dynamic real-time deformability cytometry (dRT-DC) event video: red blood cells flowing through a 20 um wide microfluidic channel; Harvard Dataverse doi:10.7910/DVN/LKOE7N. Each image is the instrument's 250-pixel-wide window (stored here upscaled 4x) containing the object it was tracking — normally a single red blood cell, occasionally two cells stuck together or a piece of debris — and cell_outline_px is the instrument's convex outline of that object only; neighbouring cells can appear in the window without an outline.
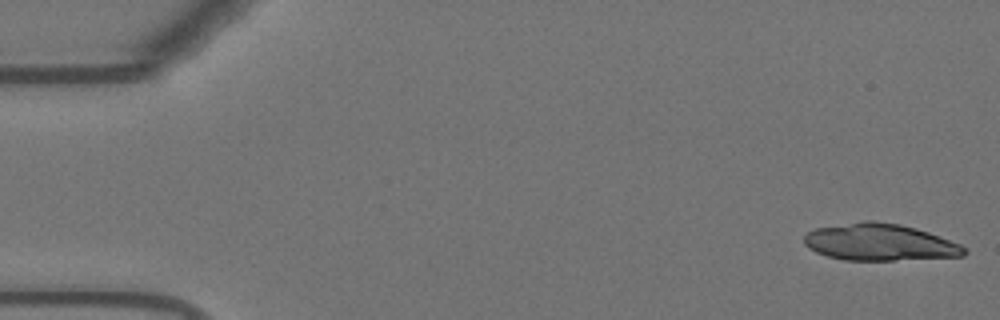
{"species": "Egyptian fruit bat (a non-hibernating species)", "species_latin": "Rousettus aegyptiacus", "temperature_condition": "warm", "stored_images_in_passage": 20, "camera_frame_rate_fps": 3000, "um_per_image_px": 0.085, "animal": {"sex": "female"}, "frame": {"image": 1, "passage_image": 1, "time_ms": 0.0, "image_size_px": [1000, 320], "cell_outline_px": [[968, 252], [964, 256], [896, 260], [844, 260], [828, 256], [816, 252], [808, 248], [804, 244], [804, 236], [808, 232], [816, 228], [864, 220], [872, 220], [900, 224], [916, 228], [928, 232], [960, 244], [968, 248]], "centroid_in_image_um": [74.79, 20.59], "position_along_channel_um": 10.2, "area_um2": 34.51}}
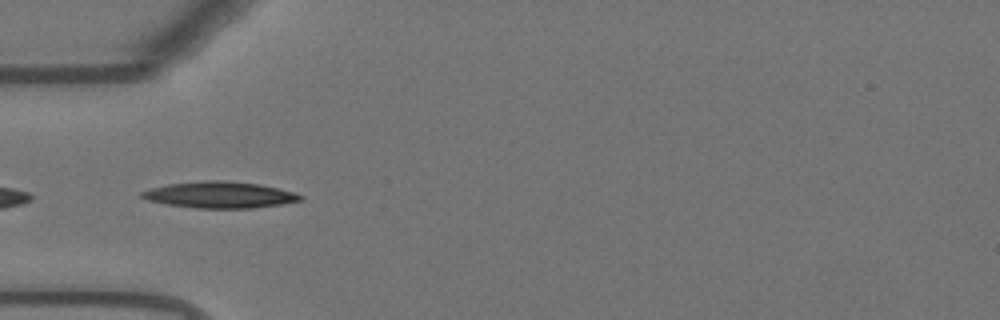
{"frame": {"image": 2, "passage_image": 17, "time_ms": 5.333, "image_size_px": [1000, 320], "cell_outline_px": [[304, 196], [300, 200], [280, 204], [252, 208], [196, 208], [168, 204], [148, 200], [136, 196], [140, 192], [152, 188], [168, 184], [204, 180], [224, 180], [260, 184], [292, 192]], "centroid_in_image_um": [18.62, 16.55], "position_along_channel_um": 66.4, "area_um2": 24.22}}